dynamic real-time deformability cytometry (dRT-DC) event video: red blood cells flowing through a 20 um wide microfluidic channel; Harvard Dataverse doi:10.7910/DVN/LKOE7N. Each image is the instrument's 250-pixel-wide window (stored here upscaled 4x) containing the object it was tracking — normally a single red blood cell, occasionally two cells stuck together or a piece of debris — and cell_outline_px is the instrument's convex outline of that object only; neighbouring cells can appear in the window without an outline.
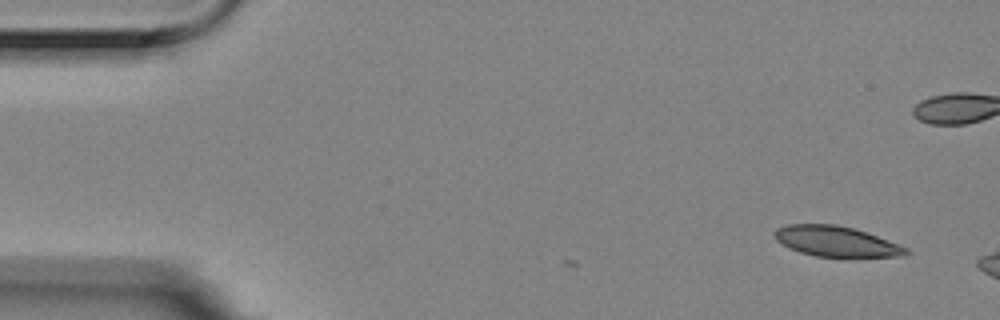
{"species": "Egyptian fruit bat (a non-hibernating species)", "species_latin": "Rousettus aegyptiacus", "temperature_condition": "room temperature", "stored_images_in_passage": 2, "camera_frame_rate_fps": 3000, "um_per_image_px": 0.085, "animal": {"sex": "female"}, "frame": {"image": 1, "passage_image": 2, "time_ms": 0.333, "image_size_px": [1000, 320], "cell_outline_px": [[912, 252], [904, 256], [816, 256], [800, 252], [776, 240], [776, 228], [788, 224], [836, 224], [856, 228], [908, 248]], "centroid_in_image_um": [71.11, 20.5], "position_along_channel_um": 13.9, "area_um2": 22.89}}